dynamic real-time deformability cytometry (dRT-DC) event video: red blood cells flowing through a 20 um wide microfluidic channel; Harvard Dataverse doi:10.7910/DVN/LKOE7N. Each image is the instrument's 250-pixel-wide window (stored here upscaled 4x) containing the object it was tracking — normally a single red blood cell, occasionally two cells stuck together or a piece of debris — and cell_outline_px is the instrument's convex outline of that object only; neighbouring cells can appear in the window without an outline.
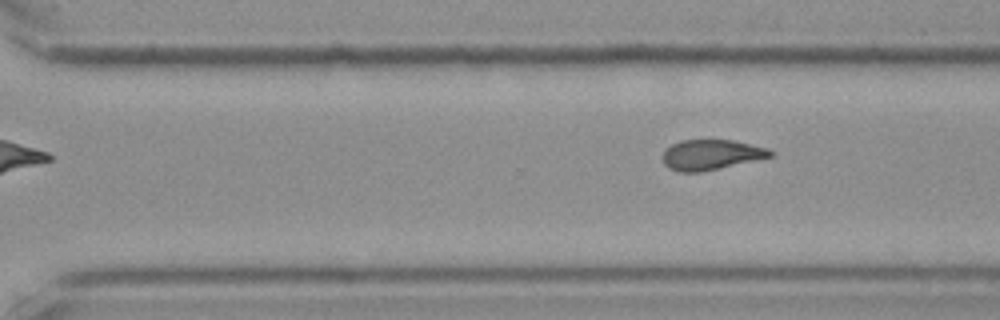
{"species": "Egyptian fruit bat (a non-hibernating species)", "species_latin": "Rousettus aegyptiacus", "temperature_condition": "cold", "stored_images_in_passage": 8, "camera_frame_rate_fps": 3000, "um_per_image_px": 0.085, "frame": {"image": 1, "passage_image": 8, "time_ms": 2.333, "image_size_px": [1000, 320], "cell_outline_px": [[772, 156], [700, 172], [680, 172], [668, 168], [664, 164], [660, 156], [664, 148], [680, 140], [736, 140], [768, 148], [772, 152]], "centroid_in_image_um": [60.36, 13.14], "position_along_channel_um": 310.2, "area_um2": 19.02}}